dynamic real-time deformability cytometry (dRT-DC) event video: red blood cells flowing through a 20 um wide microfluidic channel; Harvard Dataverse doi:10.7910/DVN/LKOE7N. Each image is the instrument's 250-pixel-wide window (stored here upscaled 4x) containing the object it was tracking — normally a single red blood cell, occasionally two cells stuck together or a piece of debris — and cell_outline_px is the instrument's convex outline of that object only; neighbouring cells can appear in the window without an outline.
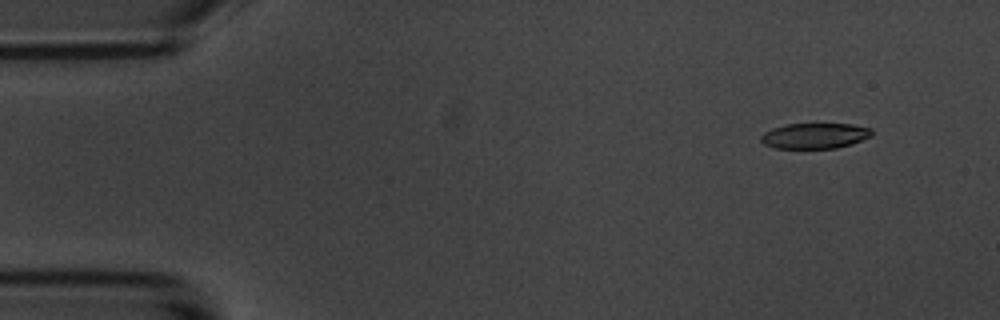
{"species": "common noctule bat (a hibernating species)", "species_latin": "Nyctalus noctula", "temperature_condition": "room temperature", "stored_images_in_passage": 52, "camera_frame_rate_fps": 3000, "um_per_image_px": 0.085, "animal": {"sex": "male", "body_mass_g": 20.1, "forearm_length_mm": 53.5}, "frame": {"image": 1, "passage_image": 1, "time_ms": 0.0, "image_size_px": [1000, 320], "cell_outline_px": [[872, 136], [836, 148], [776, 148], [764, 144], [760, 140], [760, 136], [764, 132], [772, 128], [788, 124], [852, 124], [872, 128]], "centroid_in_image_um": [69.24, 11.53], "position_along_channel_um": 15.8, "area_um2": 16.36}}
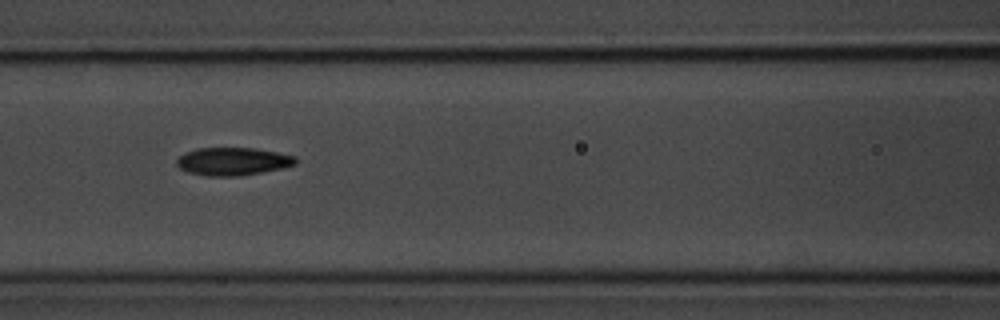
{"frame": {"image": 2, "passage_image": 20, "time_ms": 6.333, "image_size_px": [1000, 320], "cell_outline_px": [[296, 164], [280, 168], [240, 176], [208, 176], [188, 172], [180, 168], [176, 164], [176, 160], [184, 152], [196, 148], [252, 148], [276, 152], [296, 156]], "centroid_in_image_um": [19.75, 13.71], "position_along_channel_um": 146.9, "area_um2": 19.19}}
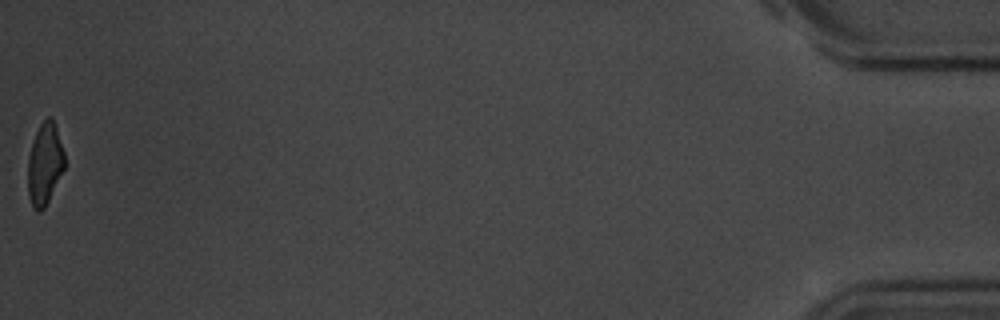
{"frame": {"image": 3, "passage_image": 52, "time_ms": 17.0, "image_size_px": [1000, 320], "cell_outline_px": [[64, 168], [44, 208], [40, 212], [36, 212], [32, 208], [28, 196], [28, 160], [32, 144], [36, 132], [40, 124], [48, 116], [52, 116], [64, 152]], "centroid_in_image_um": [3.79, 13.95], "position_along_channel_um": 431.4, "area_um2": 17.28}, "authors_computed_cell_mechanics": {"area_um2": 18.8717, "velocity_mm_per_s": 3.6011, "shape_relaxation_time_tau1_ms": 3.9405, "shape_relaxation_time_tau2_ms": 3.1095, "deformation_change_tau1": 0.1633, "deformation_change_tau2": 0.1053}}